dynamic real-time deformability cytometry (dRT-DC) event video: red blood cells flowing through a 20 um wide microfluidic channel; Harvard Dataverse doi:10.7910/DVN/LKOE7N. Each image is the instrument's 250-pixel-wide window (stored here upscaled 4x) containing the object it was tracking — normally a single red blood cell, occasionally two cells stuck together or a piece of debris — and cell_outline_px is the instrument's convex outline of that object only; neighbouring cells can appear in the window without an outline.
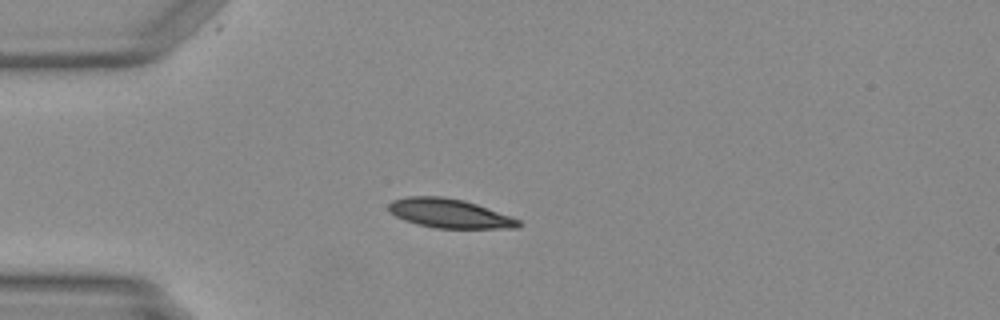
{"species": "Egyptian fruit bat (a non-hibernating species)", "species_latin": "Rousettus aegyptiacus", "temperature_condition": "warm", "stored_images_in_passage": 37, "camera_frame_rate_fps": 3000, "um_per_image_px": 0.085, "animal": {"sex": "female"}, "frame": {"image": 1, "passage_image": 1, "time_ms": 0.0, "image_size_px": [1000, 320], "cell_outline_px": [[520, 228], [436, 228], [416, 224], [404, 220], [388, 212], [388, 204], [392, 200], [404, 196], [444, 196], [464, 200], [476, 204], [520, 220]], "centroid_in_image_um": [38.14, 18.13], "position_along_channel_um": 46.9, "area_um2": 22.08}}
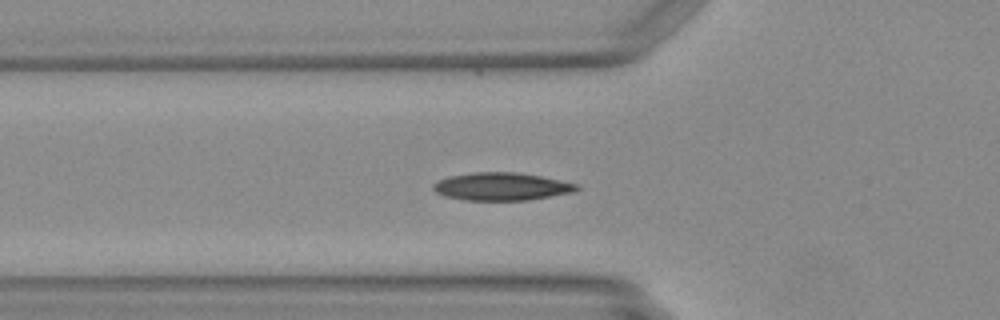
{"frame": {"image": 2, "passage_image": 5, "time_ms": 1.333, "image_size_px": [1000, 320], "cell_outline_px": [[580, 188], [572, 192], [528, 200], [464, 200], [444, 196], [436, 192], [432, 188], [432, 184], [448, 176], [472, 172], [516, 172], [540, 176], [580, 184]], "centroid_in_image_um": [42.62, 15.85], "position_along_channel_um": 83.2, "area_um2": 23.24}}
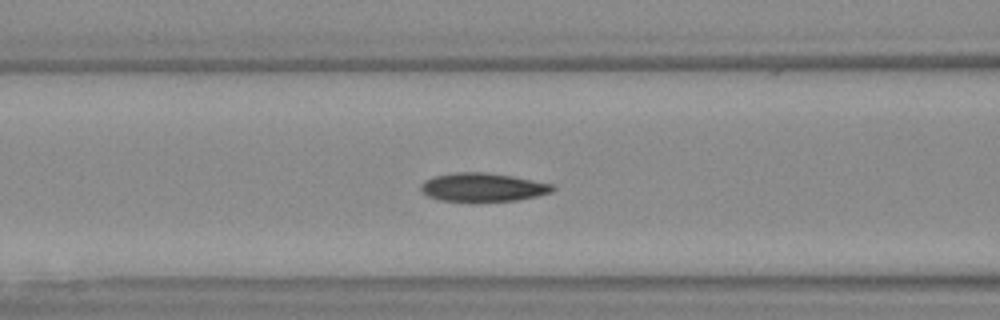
{"frame": {"image": 3, "passage_image": 8, "time_ms": 2.333, "image_size_px": [1000, 320], "cell_outline_px": [[556, 188], [552, 192], [536, 196], [516, 200], [440, 200], [428, 196], [420, 192], [420, 184], [424, 180], [436, 176], [456, 172], [484, 172], [512, 176], [552, 184]], "centroid_in_image_um": [41.01, 15.9], "position_along_channel_um": 125.6, "area_um2": 21.5}}